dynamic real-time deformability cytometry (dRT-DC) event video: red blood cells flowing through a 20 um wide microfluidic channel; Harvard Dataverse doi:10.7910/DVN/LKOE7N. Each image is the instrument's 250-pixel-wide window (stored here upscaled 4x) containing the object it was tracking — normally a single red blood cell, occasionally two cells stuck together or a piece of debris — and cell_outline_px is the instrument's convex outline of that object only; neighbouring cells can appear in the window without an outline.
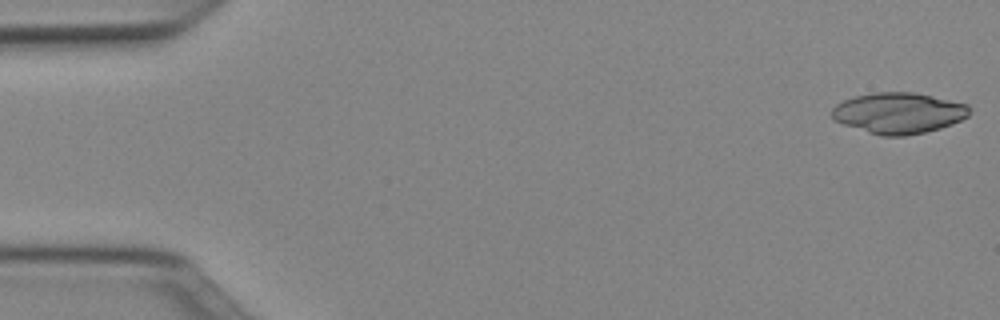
{"species": "Egyptian fruit bat (a non-hibernating species)", "species_latin": "Rousettus aegyptiacus", "temperature_condition": "cold", "stored_images_in_passage": 49, "camera_frame_rate_fps": 3000, "um_per_image_px": 0.085, "animal": {"sex": "female"}, "frame": {"image": 1, "passage_image": 1, "time_ms": 0.0, "image_size_px": [1000, 320], "cell_outline_px": [[972, 112], [968, 116], [952, 124], [940, 128], [924, 132], [904, 136], [880, 136], [832, 120], [832, 108], [836, 104], [844, 100], [856, 96], [872, 92], [912, 92], [932, 96], [968, 104], [972, 108]], "centroid_in_image_um": [76.4, 9.6], "position_along_channel_um": 8.6, "area_um2": 32.89}}
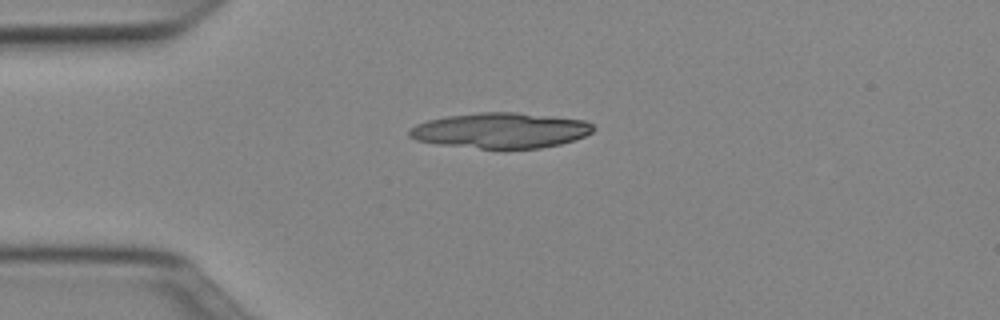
{"frame": {"image": 2, "passage_image": 12, "time_ms": 3.667, "image_size_px": [1000, 320], "cell_outline_px": [[596, 128], [592, 132], [584, 136], [560, 144], [540, 148], [480, 148], [440, 144], [416, 140], [408, 136], [408, 132], [416, 124], [428, 120], [444, 116], [480, 112], [516, 112], [552, 116], [584, 120], [592, 124]], "centroid_in_image_um": [42.56, 11.07], "position_along_channel_um": 42.4, "area_um2": 37.8}}